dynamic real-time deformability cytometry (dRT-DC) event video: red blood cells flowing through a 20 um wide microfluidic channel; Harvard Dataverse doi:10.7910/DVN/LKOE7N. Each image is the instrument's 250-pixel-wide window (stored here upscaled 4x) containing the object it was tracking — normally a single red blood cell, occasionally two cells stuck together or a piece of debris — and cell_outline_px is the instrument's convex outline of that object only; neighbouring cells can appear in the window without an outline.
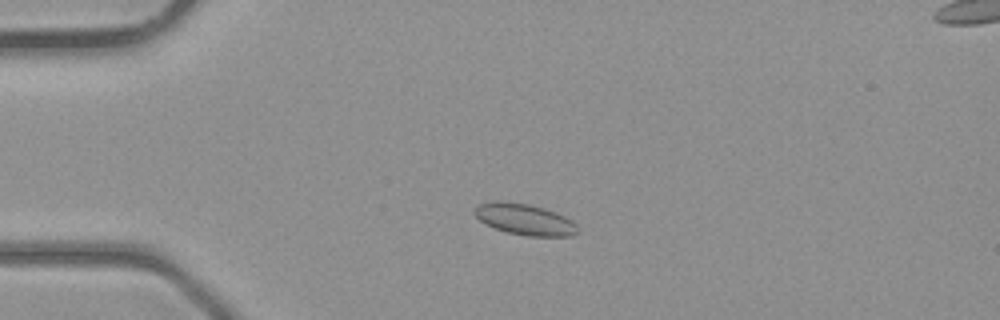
{"species": "common noctule bat (a hibernating species)", "species_latin": "Nyctalus noctula", "temperature_condition": "room temperature", "stored_images_in_passage": 5, "camera_frame_rate_fps": 3000, "um_per_image_px": 0.085, "animal": {"sex": "male", "body_mass_g": 23.1, "forearm_length_mm": 52.7}, "frame": {"image": 1, "passage_image": 3, "time_ms": 2.333, "image_size_px": [1000, 320], "cell_outline_px": [[580, 232], [572, 236], [528, 236], [508, 232], [484, 224], [472, 212], [480, 204], [496, 200], [504, 200], [528, 204], [544, 208], [556, 212], [572, 220], [576, 224]], "centroid_in_image_um": [44.62, 18.64], "position_along_channel_um": 40.4, "area_um2": 18.84}}
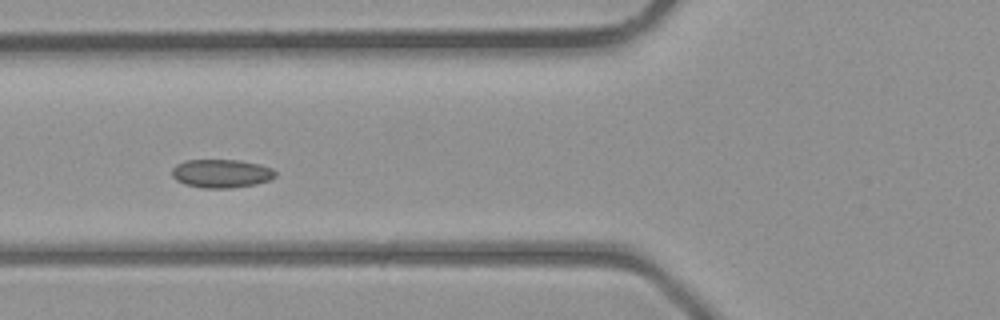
{"frame": {"image": 2, "passage_image": 5, "time_ms": 4.333, "image_size_px": [1000, 320], "cell_outline_px": [[276, 176], [272, 180], [256, 184], [232, 188], [200, 188], [184, 184], [176, 180], [172, 176], [172, 168], [176, 164], [184, 160], [240, 160], [260, 164], [272, 168], [276, 172]], "centroid_in_image_um": [18.82, 14.75], "position_along_channel_um": 107.0, "area_um2": 17.46}}